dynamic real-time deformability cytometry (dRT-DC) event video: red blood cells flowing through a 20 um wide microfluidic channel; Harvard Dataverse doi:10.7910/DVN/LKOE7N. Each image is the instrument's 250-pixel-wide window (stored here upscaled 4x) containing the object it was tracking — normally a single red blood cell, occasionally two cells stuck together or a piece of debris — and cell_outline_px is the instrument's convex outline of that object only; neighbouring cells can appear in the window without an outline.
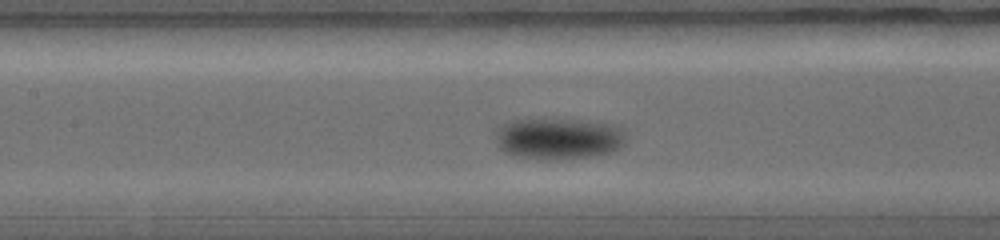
{"species": "common noctule bat (a hibernating species)", "species_latin": "Nyctalus noctula", "temperature_condition": "warm", "stored_images_in_passage": 9, "camera_frame_rate_fps": 5000, "um_per_image_px": 0.085, "animal": {"sex": "female", "body_mass_g": 19.0, "forearm_length_mm": 56.7}, "frame": {"image": 1, "passage_image": 8, "time_ms": 3.2, "image_size_px": [1000, 240], "cell_outline_px": [[624, 144], [620, 148], [612, 152], [592, 156], [512, 156], [504, 152], [496, 144], [496, 132], [504, 124], [512, 120], [580, 120], [608, 124], [624, 128]], "centroid_in_image_um": [47.49, 11.74], "position_along_channel_um": 159.9, "area_um2": 30.11}}